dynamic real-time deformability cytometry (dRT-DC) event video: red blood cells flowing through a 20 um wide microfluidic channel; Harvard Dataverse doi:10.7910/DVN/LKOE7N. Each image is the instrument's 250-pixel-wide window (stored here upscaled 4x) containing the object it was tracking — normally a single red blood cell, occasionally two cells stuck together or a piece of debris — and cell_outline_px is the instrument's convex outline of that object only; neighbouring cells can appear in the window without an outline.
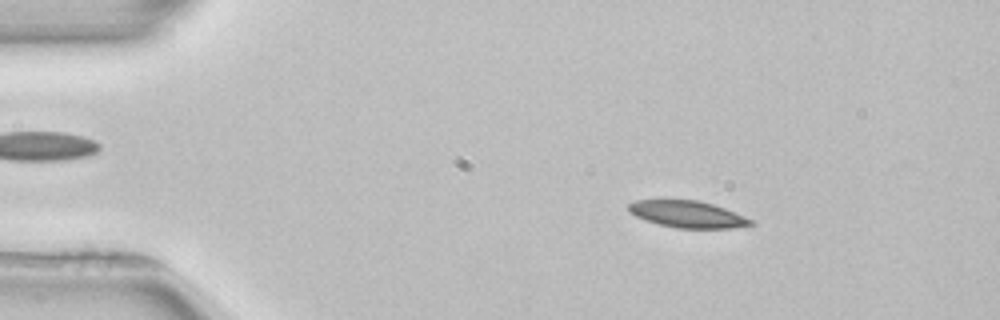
{"species": "common noctule bat (a hibernating species)", "species_latin": "Nyctalus noctula", "temperature_condition": "room temperature", "stored_images_in_passage": 52, "camera_frame_rate_fps": 3000, "um_per_image_px": 0.085, "animal": {"sex": "female", "body_mass_g": 22.7, "forearm_length_mm": 54.2}, "frame": {"image": 1, "passage_image": 8, "time_ms": 2.333, "image_size_px": [1000, 320], "cell_outline_px": [[756, 224], [728, 228], [676, 228], [660, 224], [636, 216], [628, 212], [628, 204], [636, 200], [696, 200], [712, 204], [724, 208], [744, 216], [752, 220]], "centroid_in_image_um": [58.43, 18.21], "position_along_channel_um": 26.6, "area_um2": 18.79}}
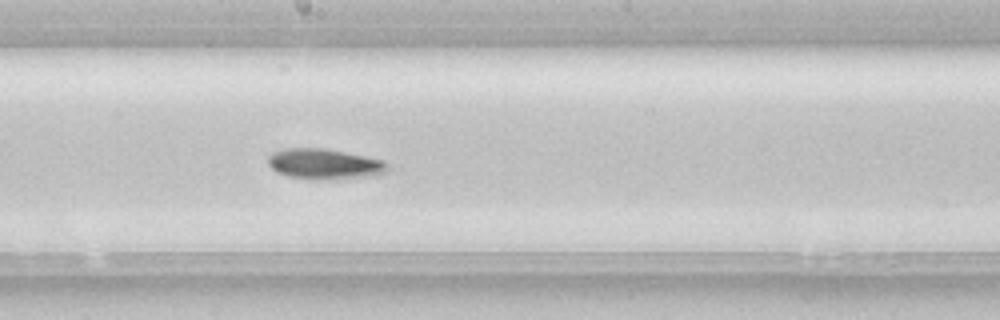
{"frame": {"image": 2, "passage_image": 28, "time_ms": 9.0, "image_size_px": [1000, 320], "cell_outline_px": [[388, 168], [384, 172], [368, 176], [320, 180], [312, 180], [288, 176], [276, 172], [268, 164], [268, 156], [272, 152], [284, 148], [324, 148], [384, 160], [388, 164]], "centroid_in_image_um": [27.51, 13.94], "position_along_channel_um": 220.7, "area_um2": 21.15}}
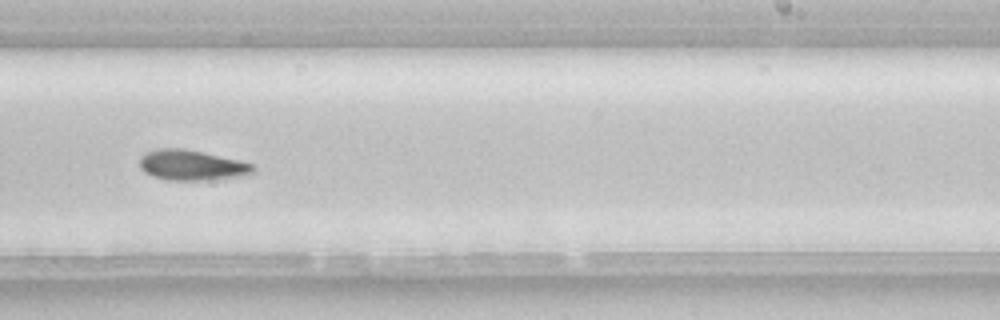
{"frame": {"image": 3, "passage_image": 32, "time_ms": 10.333, "image_size_px": [1000, 320], "cell_outline_px": [[256, 168], [248, 176], [208, 180], [168, 180], [152, 176], [144, 172], [140, 168], [140, 156], [144, 152], [156, 148], [184, 148], [204, 152], [252, 164]], "centroid_in_image_um": [16.27, 14.04], "position_along_channel_um": 272.7, "area_um2": 20.29}, "authors_computed_cell_mechanics": {"area_um2": 19.3919, "velocity_mm_per_s": 3.9246, "shape_relaxation_time_tau1_ms": 7.1169, "shape_relaxation_time_tau2_ms": null, "deformation_change_tau1": 0.1374, "deformation_change_tau2": null}}